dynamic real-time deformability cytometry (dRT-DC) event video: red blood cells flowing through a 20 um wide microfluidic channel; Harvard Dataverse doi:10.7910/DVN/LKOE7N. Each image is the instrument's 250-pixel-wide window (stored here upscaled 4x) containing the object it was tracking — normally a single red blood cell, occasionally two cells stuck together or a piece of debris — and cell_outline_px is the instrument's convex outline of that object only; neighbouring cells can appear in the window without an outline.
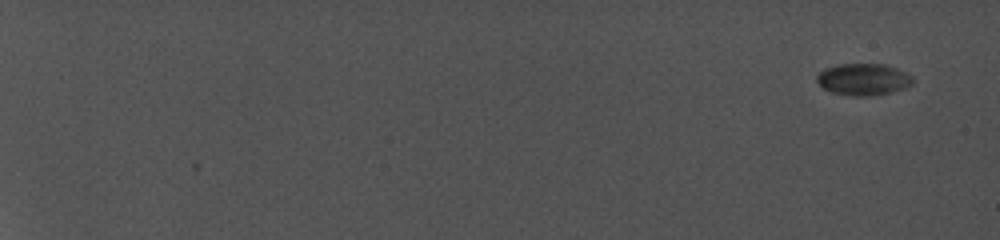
{"species": "common noctule bat (a hibernating species)", "species_latin": "Nyctalus noctula", "temperature_condition": "cold", "stored_images_in_passage": 100, "camera_frame_rate_fps": 5000, "um_per_image_px": 0.085, "animal": {"sex": "female", "body_mass_g": 19.0, "forearm_length_mm": 56.7}, "frame": {"image": 1, "passage_image": 1, "time_ms": 0.0, "image_size_px": [1000, 240], "cell_outline_px": [[912, 84], [904, 88], [892, 92], [864, 96], [856, 96], [832, 92], [824, 88], [816, 80], [816, 76], [824, 68], [840, 64], [884, 64], [896, 68], [912, 76]], "centroid_in_image_um": [73.37, 6.74], "position_along_channel_um": 11.6, "area_um2": 17.51}}
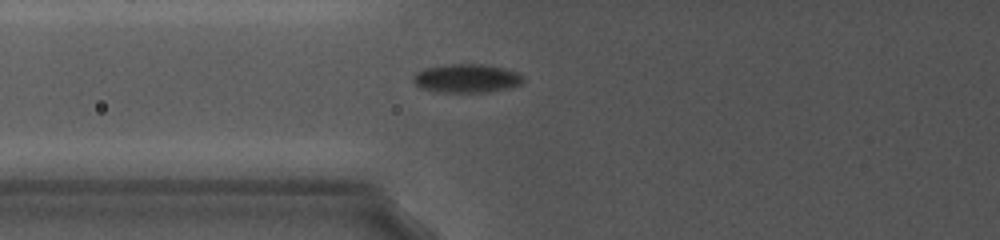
{"frame": {"image": 2, "passage_image": 47, "time_ms": 8.8, "image_size_px": [1000, 240], "cell_outline_px": [[524, 80], [520, 84], [508, 88], [488, 92], [444, 92], [420, 88], [412, 80], [412, 76], [416, 72], [424, 68], [444, 64], [480, 64], [504, 68], [516, 72], [524, 76]], "centroid_in_image_um": [39.64, 6.65], "position_along_channel_um": 86.2, "area_um2": 18.38}}
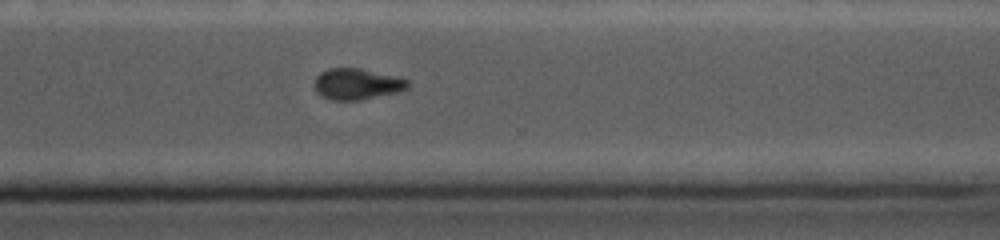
{"frame": {"image": 3, "passage_image": 92, "time_ms": 15.4, "image_size_px": [1000, 240], "cell_outline_px": [[408, 88], [400, 92], [360, 100], [332, 100], [316, 92], [312, 84], [316, 76], [320, 72], [328, 68], [360, 68], [400, 76], [408, 80]], "centroid_in_image_um": [30.35, 7.13], "position_along_channel_um": 340.3, "area_um2": 17.28}}